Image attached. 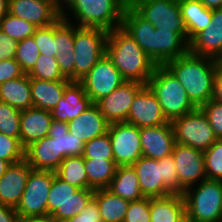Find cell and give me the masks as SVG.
<instances>
[{
  "label": "cell",
  "mask_w": 222,
  "mask_h": 222,
  "mask_svg": "<svg viewBox=\"0 0 222 222\" xmlns=\"http://www.w3.org/2000/svg\"><path fill=\"white\" fill-rule=\"evenodd\" d=\"M108 31L97 27L75 26V81L82 79L106 54Z\"/></svg>",
  "instance_id": "cell-8"
},
{
  "label": "cell",
  "mask_w": 222,
  "mask_h": 222,
  "mask_svg": "<svg viewBox=\"0 0 222 222\" xmlns=\"http://www.w3.org/2000/svg\"><path fill=\"white\" fill-rule=\"evenodd\" d=\"M93 199L97 202L102 222L124 221L130 201L114 195L107 188L96 189Z\"/></svg>",
  "instance_id": "cell-32"
},
{
  "label": "cell",
  "mask_w": 222,
  "mask_h": 222,
  "mask_svg": "<svg viewBox=\"0 0 222 222\" xmlns=\"http://www.w3.org/2000/svg\"><path fill=\"white\" fill-rule=\"evenodd\" d=\"M106 55L126 81L144 85L157 66L122 27L108 32Z\"/></svg>",
  "instance_id": "cell-2"
},
{
  "label": "cell",
  "mask_w": 222,
  "mask_h": 222,
  "mask_svg": "<svg viewBox=\"0 0 222 222\" xmlns=\"http://www.w3.org/2000/svg\"><path fill=\"white\" fill-rule=\"evenodd\" d=\"M203 153L207 179L222 182V139H217Z\"/></svg>",
  "instance_id": "cell-40"
},
{
  "label": "cell",
  "mask_w": 222,
  "mask_h": 222,
  "mask_svg": "<svg viewBox=\"0 0 222 222\" xmlns=\"http://www.w3.org/2000/svg\"><path fill=\"white\" fill-rule=\"evenodd\" d=\"M9 165L10 164L7 161L0 159V179L4 175L6 169Z\"/></svg>",
  "instance_id": "cell-57"
},
{
  "label": "cell",
  "mask_w": 222,
  "mask_h": 222,
  "mask_svg": "<svg viewBox=\"0 0 222 222\" xmlns=\"http://www.w3.org/2000/svg\"><path fill=\"white\" fill-rule=\"evenodd\" d=\"M147 86L156 95L169 122L196 109L182 84L165 66L155 67Z\"/></svg>",
  "instance_id": "cell-5"
},
{
  "label": "cell",
  "mask_w": 222,
  "mask_h": 222,
  "mask_svg": "<svg viewBox=\"0 0 222 222\" xmlns=\"http://www.w3.org/2000/svg\"><path fill=\"white\" fill-rule=\"evenodd\" d=\"M181 222H192L191 220H189L187 217L184 219V220H182Z\"/></svg>",
  "instance_id": "cell-58"
},
{
  "label": "cell",
  "mask_w": 222,
  "mask_h": 222,
  "mask_svg": "<svg viewBox=\"0 0 222 222\" xmlns=\"http://www.w3.org/2000/svg\"><path fill=\"white\" fill-rule=\"evenodd\" d=\"M200 109L206 115L217 139H222V103L208 101Z\"/></svg>",
  "instance_id": "cell-46"
},
{
  "label": "cell",
  "mask_w": 222,
  "mask_h": 222,
  "mask_svg": "<svg viewBox=\"0 0 222 222\" xmlns=\"http://www.w3.org/2000/svg\"><path fill=\"white\" fill-rule=\"evenodd\" d=\"M92 103L109 95L126 80L105 54L96 65L78 81Z\"/></svg>",
  "instance_id": "cell-13"
},
{
  "label": "cell",
  "mask_w": 222,
  "mask_h": 222,
  "mask_svg": "<svg viewBox=\"0 0 222 222\" xmlns=\"http://www.w3.org/2000/svg\"><path fill=\"white\" fill-rule=\"evenodd\" d=\"M211 101L222 103V61H218V67L214 75Z\"/></svg>",
  "instance_id": "cell-51"
},
{
  "label": "cell",
  "mask_w": 222,
  "mask_h": 222,
  "mask_svg": "<svg viewBox=\"0 0 222 222\" xmlns=\"http://www.w3.org/2000/svg\"><path fill=\"white\" fill-rule=\"evenodd\" d=\"M0 102L7 103L19 110L33 107L31 83L28 74L1 84Z\"/></svg>",
  "instance_id": "cell-28"
},
{
  "label": "cell",
  "mask_w": 222,
  "mask_h": 222,
  "mask_svg": "<svg viewBox=\"0 0 222 222\" xmlns=\"http://www.w3.org/2000/svg\"><path fill=\"white\" fill-rule=\"evenodd\" d=\"M52 121L50 111L36 107L21 110L20 142L23 147L48 136Z\"/></svg>",
  "instance_id": "cell-23"
},
{
  "label": "cell",
  "mask_w": 222,
  "mask_h": 222,
  "mask_svg": "<svg viewBox=\"0 0 222 222\" xmlns=\"http://www.w3.org/2000/svg\"><path fill=\"white\" fill-rule=\"evenodd\" d=\"M88 189L108 188L117 170L114 159L84 158Z\"/></svg>",
  "instance_id": "cell-33"
},
{
  "label": "cell",
  "mask_w": 222,
  "mask_h": 222,
  "mask_svg": "<svg viewBox=\"0 0 222 222\" xmlns=\"http://www.w3.org/2000/svg\"><path fill=\"white\" fill-rule=\"evenodd\" d=\"M107 189L114 195L130 202L144 198L137 174L132 166H118L115 176Z\"/></svg>",
  "instance_id": "cell-31"
},
{
  "label": "cell",
  "mask_w": 222,
  "mask_h": 222,
  "mask_svg": "<svg viewBox=\"0 0 222 222\" xmlns=\"http://www.w3.org/2000/svg\"><path fill=\"white\" fill-rule=\"evenodd\" d=\"M21 110L0 102V133L20 140Z\"/></svg>",
  "instance_id": "cell-39"
},
{
  "label": "cell",
  "mask_w": 222,
  "mask_h": 222,
  "mask_svg": "<svg viewBox=\"0 0 222 222\" xmlns=\"http://www.w3.org/2000/svg\"><path fill=\"white\" fill-rule=\"evenodd\" d=\"M25 74L15 59L0 61V85L8 80L20 78Z\"/></svg>",
  "instance_id": "cell-47"
},
{
  "label": "cell",
  "mask_w": 222,
  "mask_h": 222,
  "mask_svg": "<svg viewBox=\"0 0 222 222\" xmlns=\"http://www.w3.org/2000/svg\"><path fill=\"white\" fill-rule=\"evenodd\" d=\"M38 27L7 13L0 22V30L17 42L32 37Z\"/></svg>",
  "instance_id": "cell-36"
},
{
  "label": "cell",
  "mask_w": 222,
  "mask_h": 222,
  "mask_svg": "<svg viewBox=\"0 0 222 222\" xmlns=\"http://www.w3.org/2000/svg\"><path fill=\"white\" fill-rule=\"evenodd\" d=\"M128 4L156 29L179 32L188 40L179 0H128Z\"/></svg>",
  "instance_id": "cell-9"
},
{
  "label": "cell",
  "mask_w": 222,
  "mask_h": 222,
  "mask_svg": "<svg viewBox=\"0 0 222 222\" xmlns=\"http://www.w3.org/2000/svg\"><path fill=\"white\" fill-rule=\"evenodd\" d=\"M189 51V41L179 32L155 29L153 33V62L164 66Z\"/></svg>",
  "instance_id": "cell-20"
},
{
  "label": "cell",
  "mask_w": 222,
  "mask_h": 222,
  "mask_svg": "<svg viewBox=\"0 0 222 222\" xmlns=\"http://www.w3.org/2000/svg\"><path fill=\"white\" fill-rule=\"evenodd\" d=\"M176 143L206 151L216 140L213 129L200 108L171 122Z\"/></svg>",
  "instance_id": "cell-11"
},
{
  "label": "cell",
  "mask_w": 222,
  "mask_h": 222,
  "mask_svg": "<svg viewBox=\"0 0 222 222\" xmlns=\"http://www.w3.org/2000/svg\"><path fill=\"white\" fill-rule=\"evenodd\" d=\"M9 0H0V22L4 16L8 13Z\"/></svg>",
  "instance_id": "cell-55"
},
{
  "label": "cell",
  "mask_w": 222,
  "mask_h": 222,
  "mask_svg": "<svg viewBox=\"0 0 222 222\" xmlns=\"http://www.w3.org/2000/svg\"><path fill=\"white\" fill-rule=\"evenodd\" d=\"M56 59L62 74L70 81H75V55L74 52H57Z\"/></svg>",
  "instance_id": "cell-48"
},
{
  "label": "cell",
  "mask_w": 222,
  "mask_h": 222,
  "mask_svg": "<svg viewBox=\"0 0 222 222\" xmlns=\"http://www.w3.org/2000/svg\"><path fill=\"white\" fill-rule=\"evenodd\" d=\"M127 4L128 0H60L61 16L65 20L79 27H97L108 32L122 27Z\"/></svg>",
  "instance_id": "cell-3"
},
{
  "label": "cell",
  "mask_w": 222,
  "mask_h": 222,
  "mask_svg": "<svg viewBox=\"0 0 222 222\" xmlns=\"http://www.w3.org/2000/svg\"><path fill=\"white\" fill-rule=\"evenodd\" d=\"M63 159L56 138L46 136L25 148V160L34 170L56 172Z\"/></svg>",
  "instance_id": "cell-22"
},
{
  "label": "cell",
  "mask_w": 222,
  "mask_h": 222,
  "mask_svg": "<svg viewBox=\"0 0 222 222\" xmlns=\"http://www.w3.org/2000/svg\"><path fill=\"white\" fill-rule=\"evenodd\" d=\"M75 24L65 20L62 16L55 22V37L58 52H74Z\"/></svg>",
  "instance_id": "cell-42"
},
{
  "label": "cell",
  "mask_w": 222,
  "mask_h": 222,
  "mask_svg": "<svg viewBox=\"0 0 222 222\" xmlns=\"http://www.w3.org/2000/svg\"><path fill=\"white\" fill-rule=\"evenodd\" d=\"M34 40L39 48L40 54L55 57L57 49V40L55 37V22L46 27H39L33 35Z\"/></svg>",
  "instance_id": "cell-44"
},
{
  "label": "cell",
  "mask_w": 222,
  "mask_h": 222,
  "mask_svg": "<svg viewBox=\"0 0 222 222\" xmlns=\"http://www.w3.org/2000/svg\"><path fill=\"white\" fill-rule=\"evenodd\" d=\"M108 135L117 166H132L141 156L140 128L127 122L110 123Z\"/></svg>",
  "instance_id": "cell-12"
},
{
  "label": "cell",
  "mask_w": 222,
  "mask_h": 222,
  "mask_svg": "<svg viewBox=\"0 0 222 222\" xmlns=\"http://www.w3.org/2000/svg\"><path fill=\"white\" fill-rule=\"evenodd\" d=\"M19 222H63V221L46 217V218H29V219L20 220Z\"/></svg>",
  "instance_id": "cell-56"
},
{
  "label": "cell",
  "mask_w": 222,
  "mask_h": 222,
  "mask_svg": "<svg viewBox=\"0 0 222 222\" xmlns=\"http://www.w3.org/2000/svg\"><path fill=\"white\" fill-rule=\"evenodd\" d=\"M17 212L14 207L0 203V222H19Z\"/></svg>",
  "instance_id": "cell-52"
},
{
  "label": "cell",
  "mask_w": 222,
  "mask_h": 222,
  "mask_svg": "<svg viewBox=\"0 0 222 222\" xmlns=\"http://www.w3.org/2000/svg\"><path fill=\"white\" fill-rule=\"evenodd\" d=\"M189 51L222 61V30L210 23L189 41Z\"/></svg>",
  "instance_id": "cell-29"
},
{
  "label": "cell",
  "mask_w": 222,
  "mask_h": 222,
  "mask_svg": "<svg viewBox=\"0 0 222 222\" xmlns=\"http://www.w3.org/2000/svg\"><path fill=\"white\" fill-rule=\"evenodd\" d=\"M201 3L209 9L222 8V0H200Z\"/></svg>",
  "instance_id": "cell-54"
},
{
  "label": "cell",
  "mask_w": 222,
  "mask_h": 222,
  "mask_svg": "<svg viewBox=\"0 0 222 222\" xmlns=\"http://www.w3.org/2000/svg\"><path fill=\"white\" fill-rule=\"evenodd\" d=\"M17 41L0 30V61L14 59Z\"/></svg>",
  "instance_id": "cell-50"
},
{
  "label": "cell",
  "mask_w": 222,
  "mask_h": 222,
  "mask_svg": "<svg viewBox=\"0 0 222 222\" xmlns=\"http://www.w3.org/2000/svg\"><path fill=\"white\" fill-rule=\"evenodd\" d=\"M55 173L60 179L79 189H88V178L83 156L64 158Z\"/></svg>",
  "instance_id": "cell-35"
},
{
  "label": "cell",
  "mask_w": 222,
  "mask_h": 222,
  "mask_svg": "<svg viewBox=\"0 0 222 222\" xmlns=\"http://www.w3.org/2000/svg\"><path fill=\"white\" fill-rule=\"evenodd\" d=\"M48 136L56 138L58 153L63 158L83 155L85 143L69 132L67 122L53 120Z\"/></svg>",
  "instance_id": "cell-34"
},
{
  "label": "cell",
  "mask_w": 222,
  "mask_h": 222,
  "mask_svg": "<svg viewBox=\"0 0 222 222\" xmlns=\"http://www.w3.org/2000/svg\"><path fill=\"white\" fill-rule=\"evenodd\" d=\"M109 122L101 114L95 103L68 122L69 132L84 143L106 134Z\"/></svg>",
  "instance_id": "cell-24"
},
{
  "label": "cell",
  "mask_w": 222,
  "mask_h": 222,
  "mask_svg": "<svg viewBox=\"0 0 222 222\" xmlns=\"http://www.w3.org/2000/svg\"><path fill=\"white\" fill-rule=\"evenodd\" d=\"M95 190L79 189L54 172V178L47 199V217L65 221L79 214L94 198Z\"/></svg>",
  "instance_id": "cell-7"
},
{
  "label": "cell",
  "mask_w": 222,
  "mask_h": 222,
  "mask_svg": "<svg viewBox=\"0 0 222 222\" xmlns=\"http://www.w3.org/2000/svg\"><path fill=\"white\" fill-rule=\"evenodd\" d=\"M53 178L52 171H30L24 193L15 208L19 220L47 217V199Z\"/></svg>",
  "instance_id": "cell-10"
},
{
  "label": "cell",
  "mask_w": 222,
  "mask_h": 222,
  "mask_svg": "<svg viewBox=\"0 0 222 222\" xmlns=\"http://www.w3.org/2000/svg\"><path fill=\"white\" fill-rule=\"evenodd\" d=\"M122 28L153 61V33L156 28L129 4L126 5L123 12Z\"/></svg>",
  "instance_id": "cell-25"
},
{
  "label": "cell",
  "mask_w": 222,
  "mask_h": 222,
  "mask_svg": "<svg viewBox=\"0 0 222 222\" xmlns=\"http://www.w3.org/2000/svg\"><path fill=\"white\" fill-rule=\"evenodd\" d=\"M39 56L40 51L33 36L17 43L14 59L26 74L34 68Z\"/></svg>",
  "instance_id": "cell-38"
},
{
  "label": "cell",
  "mask_w": 222,
  "mask_h": 222,
  "mask_svg": "<svg viewBox=\"0 0 222 222\" xmlns=\"http://www.w3.org/2000/svg\"><path fill=\"white\" fill-rule=\"evenodd\" d=\"M186 218L185 201L181 194L150 198L151 222H181Z\"/></svg>",
  "instance_id": "cell-27"
},
{
  "label": "cell",
  "mask_w": 222,
  "mask_h": 222,
  "mask_svg": "<svg viewBox=\"0 0 222 222\" xmlns=\"http://www.w3.org/2000/svg\"><path fill=\"white\" fill-rule=\"evenodd\" d=\"M179 6L190 41L210 25L212 9L206 8L199 0H179Z\"/></svg>",
  "instance_id": "cell-30"
},
{
  "label": "cell",
  "mask_w": 222,
  "mask_h": 222,
  "mask_svg": "<svg viewBox=\"0 0 222 222\" xmlns=\"http://www.w3.org/2000/svg\"><path fill=\"white\" fill-rule=\"evenodd\" d=\"M72 81H49L30 78L33 107L52 111Z\"/></svg>",
  "instance_id": "cell-26"
},
{
  "label": "cell",
  "mask_w": 222,
  "mask_h": 222,
  "mask_svg": "<svg viewBox=\"0 0 222 222\" xmlns=\"http://www.w3.org/2000/svg\"><path fill=\"white\" fill-rule=\"evenodd\" d=\"M144 197L157 198L180 194V184L171 155L155 160L141 156L133 165Z\"/></svg>",
  "instance_id": "cell-4"
},
{
  "label": "cell",
  "mask_w": 222,
  "mask_h": 222,
  "mask_svg": "<svg viewBox=\"0 0 222 222\" xmlns=\"http://www.w3.org/2000/svg\"><path fill=\"white\" fill-rule=\"evenodd\" d=\"M31 170V166L25 159L7 167L0 179V203L16 208L24 193Z\"/></svg>",
  "instance_id": "cell-19"
},
{
  "label": "cell",
  "mask_w": 222,
  "mask_h": 222,
  "mask_svg": "<svg viewBox=\"0 0 222 222\" xmlns=\"http://www.w3.org/2000/svg\"><path fill=\"white\" fill-rule=\"evenodd\" d=\"M140 142L145 157L158 160L171 155L176 143L171 123L140 128Z\"/></svg>",
  "instance_id": "cell-18"
},
{
  "label": "cell",
  "mask_w": 222,
  "mask_h": 222,
  "mask_svg": "<svg viewBox=\"0 0 222 222\" xmlns=\"http://www.w3.org/2000/svg\"><path fill=\"white\" fill-rule=\"evenodd\" d=\"M211 23L222 30V8L212 9Z\"/></svg>",
  "instance_id": "cell-53"
},
{
  "label": "cell",
  "mask_w": 222,
  "mask_h": 222,
  "mask_svg": "<svg viewBox=\"0 0 222 222\" xmlns=\"http://www.w3.org/2000/svg\"><path fill=\"white\" fill-rule=\"evenodd\" d=\"M127 123L138 128L160 126L169 121L166 119L156 95L145 85L134 97Z\"/></svg>",
  "instance_id": "cell-17"
},
{
  "label": "cell",
  "mask_w": 222,
  "mask_h": 222,
  "mask_svg": "<svg viewBox=\"0 0 222 222\" xmlns=\"http://www.w3.org/2000/svg\"><path fill=\"white\" fill-rule=\"evenodd\" d=\"M196 187V188H195ZM186 217L192 222H222V182L204 179L183 192Z\"/></svg>",
  "instance_id": "cell-6"
},
{
  "label": "cell",
  "mask_w": 222,
  "mask_h": 222,
  "mask_svg": "<svg viewBox=\"0 0 222 222\" xmlns=\"http://www.w3.org/2000/svg\"><path fill=\"white\" fill-rule=\"evenodd\" d=\"M8 13L34 24L52 25L61 17L60 0H9Z\"/></svg>",
  "instance_id": "cell-15"
},
{
  "label": "cell",
  "mask_w": 222,
  "mask_h": 222,
  "mask_svg": "<svg viewBox=\"0 0 222 222\" xmlns=\"http://www.w3.org/2000/svg\"><path fill=\"white\" fill-rule=\"evenodd\" d=\"M92 105L83 86L78 81H72L64 90L57 106L51 111L53 120L70 122Z\"/></svg>",
  "instance_id": "cell-21"
},
{
  "label": "cell",
  "mask_w": 222,
  "mask_h": 222,
  "mask_svg": "<svg viewBox=\"0 0 222 222\" xmlns=\"http://www.w3.org/2000/svg\"><path fill=\"white\" fill-rule=\"evenodd\" d=\"M164 66L182 84L196 108L211 100L218 60L188 51Z\"/></svg>",
  "instance_id": "cell-1"
},
{
  "label": "cell",
  "mask_w": 222,
  "mask_h": 222,
  "mask_svg": "<svg viewBox=\"0 0 222 222\" xmlns=\"http://www.w3.org/2000/svg\"><path fill=\"white\" fill-rule=\"evenodd\" d=\"M82 156L91 159H114L108 132L86 142Z\"/></svg>",
  "instance_id": "cell-41"
},
{
  "label": "cell",
  "mask_w": 222,
  "mask_h": 222,
  "mask_svg": "<svg viewBox=\"0 0 222 222\" xmlns=\"http://www.w3.org/2000/svg\"><path fill=\"white\" fill-rule=\"evenodd\" d=\"M30 78L49 81H70L60 71L56 57L40 54L34 68L28 73Z\"/></svg>",
  "instance_id": "cell-37"
},
{
  "label": "cell",
  "mask_w": 222,
  "mask_h": 222,
  "mask_svg": "<svg viewBox=\"0 0 222 222\" xmlns=\"http://www.w3.org/2000/svg\"><path fill=\"white\" fill-rule=\"evenodd\" d=\"M172 156L176 165L181 195L186 189L207 179L203 151L175 143Z\"/></svg>",
  "instance_id": "cell-14"
},
{
  "label": "cell",
  "mask_w": 222,
  "mask_h": 222,
  "mask_svg": "<svg viewBox=\"0 0 222 222\" xmlns=\"http://www.w3.org/2000/svg\"><path fill=\"white\" fill-rule=\"evenodd\" d=\"M0 159L9 164L25 159V148L20 140L0 133Z\"/></svg>",
  "instance_id": "cell-43"
},
{
  "label": "cell",
  "mask_w": 222,
  "mask_h": 222,
  "mask_svg": "<svg viewBox=\"0 0 222 222\" xmlns=\"http://www.w3.org/2000/svg\"><path fill=\"white\" fill-rule=\"evenodd\" d=\"M144 86L140 82L126 81L95 104L109 123L126 122L134 97Z\"/></svg>",
  "instance_id": "cell-16"
},
{
  "label": "cell",
  "mask_w": 222,
  "mask_h": 222,
  "mask_svg": "<svg viewBox=\"0 0 222 222\" xmlns=\"http://www.w3.org/2000/svg\"><path fill=\"white\" fill-rule=\"evenodd\" d=\"M64 222H102L97 202L92 199L79 214Z\"/></svg>",
  "instance_id": "cell-49"
},
{
  "label": "cell",
  "mask_w": 222,
  "mask_h": 222,
  "mask_svg": "<svg viewBox=\"0 0 222 222\" xmlns=\"http://www.w3.org/2000/svg\"><path fill=\"white\" fill-rule=\"evenodd\" d=\"M123 222H151L150 198L144 197L140 200L129 202Z\"/></svg>",
  "instance_id": "cell-45"
}]
</instances>
